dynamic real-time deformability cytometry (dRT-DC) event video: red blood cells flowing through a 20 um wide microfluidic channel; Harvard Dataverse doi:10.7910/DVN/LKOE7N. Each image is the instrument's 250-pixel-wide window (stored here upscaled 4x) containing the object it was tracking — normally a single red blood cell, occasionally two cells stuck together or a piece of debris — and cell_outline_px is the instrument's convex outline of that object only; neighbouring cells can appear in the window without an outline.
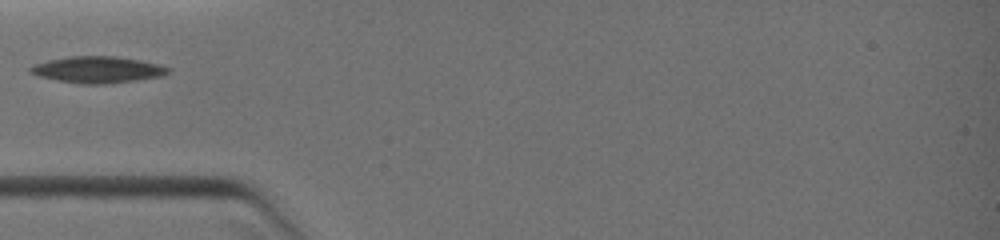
{"species": "common noctule bat (a hibernating species)", "species_latin": "Nyctalus noctula", "temperature_condition": "warm", "stored_images_in_passage": 25, "camera_frame_rate_fps": 3000, "um_per_image_px": 0.085, "animal": {"sex": "female", "body_mass_g": 19.0, "forearm_length_mm": 51.5}, "frame": {"image": 1, "passage_image": 1, "time_ms": 0.0, "image_size_px": [1000, 240], "cell_outline_px": [[168, 72], [160, 76], [104, 84], [84, 84], [56, 80], [40, 76], [28, 72], [28, 68], [36, 64], [48, 60], [68, 56], [116, 56], [140, 60], [160, 64], [168, 68]], "centroid_in_image_um": [8.25, 5.91], "position_along_channel_um": 76.8, "area_um2": 20.98}}
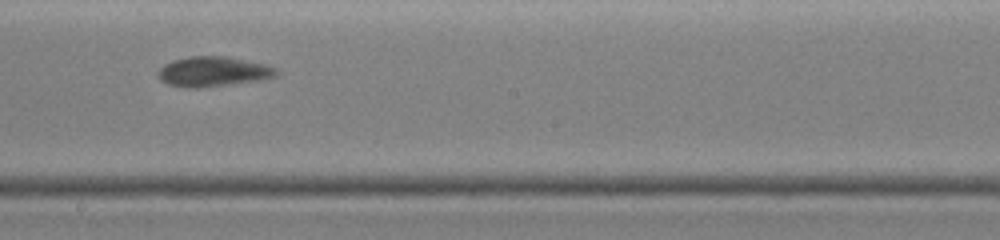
{"frame": {"image": 2, "passage_image": 11, "time_ms": 3.333, "image_size_px": [1000, 240], "cell_outline_px": [[280, 72], [276, 76], [260, 80], [204, 88], [188, 88], [168, 84], [160, 80], [156, 76], [156, 72], [164, 64], [172, 60], [188, 56], [224, 56], [268, 64], [280, 68]], "centroid_in_image_um": [18.14, 6.09], "position_along_channel_um": 230.1, "area_um2": 21.15}}
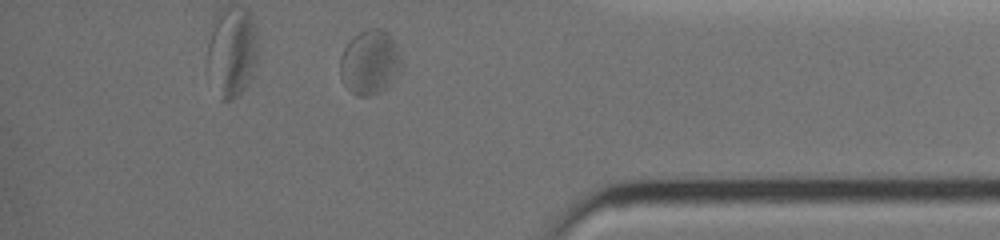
{"frame": {"image": 3, "passage_image": 23, "time_ms": 7.333, "image_size_px": [1000, 240], "cell_outline_px": [[404, 64], [400, 72], [388, 88], [380, 92], [368, 96], [356, 96], [344, 84], [340, 76], [340, 56], [344, 48], [360, 32], [368, 28], [380, 28], [388, 32], [392, 36], [400, 52]], "centroid_in_image_um": [31.49, 5.31], "position_along_channel_um": 403.7, "area_um2": 23.47}}